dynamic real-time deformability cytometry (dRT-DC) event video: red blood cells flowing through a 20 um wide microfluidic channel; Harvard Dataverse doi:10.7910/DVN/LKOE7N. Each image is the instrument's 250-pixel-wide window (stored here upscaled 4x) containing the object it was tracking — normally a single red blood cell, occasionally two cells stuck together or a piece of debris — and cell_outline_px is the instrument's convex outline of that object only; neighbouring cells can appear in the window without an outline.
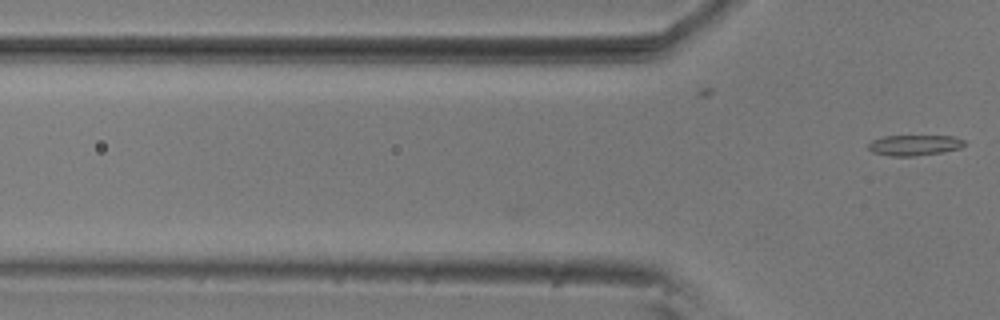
{"species": "common noctule bat (a hibernating species)", "species_latin": "Nyctalus noctula", "temperature_condition": "room temperature", "stored_images_in_passage": 4, "camera_frame_rate_fps": 3000, "um_per_image_px": 0.085, "animal": {"sex": "male", "body_mass_g": 20.5, "forearm_length_mm": 52.5}, "frame": {"image": 1, "passage_image": 4, "time_ms": 1.0, "image_size_px": [1000, 320], "cell_outline_px": [[964, 144], [960, 148], [940, 152], [912, 156], [892, 156], [872, 152], [868, 148], [868, 144], [872, 140], [884, 136], [956, 136], [964, 140]], "centroid_in_image_um": [77.7, 12.33], "position_along_channel_um": 48.1, "area_um2": 11.39}}